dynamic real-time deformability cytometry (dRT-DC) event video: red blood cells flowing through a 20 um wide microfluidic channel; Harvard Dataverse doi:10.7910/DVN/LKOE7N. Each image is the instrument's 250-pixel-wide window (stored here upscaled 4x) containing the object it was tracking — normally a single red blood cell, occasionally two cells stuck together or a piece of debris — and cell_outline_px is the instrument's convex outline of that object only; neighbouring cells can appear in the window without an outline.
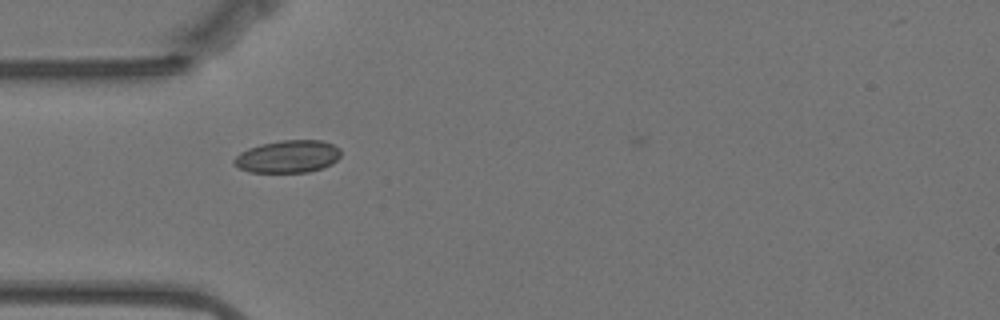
{"species": "Egyptian fruit bat (a non-hibernating species)", "species_latin": "Rousettus aegyptiacus", "temperature_condition": "warm", "stored_images_in_passage": 56, "camera_frame_rate_fps": 3000, "um_per_image_px": 0.085, "animal": {"sex": "female"}, "frame": {"image": 1, "passage_image": 14, "time_ms": 4.333, "image_size_px": [1000, 320], "cell_outline_px": [[340, 156], [332, 164], [308, 172], [248, 172], [240, 168], [232, 160], [240, 152], [248, 148], [260, 144], [280, 140], [320, 140], [332, 144], [340, 148]], "centroid_in_image_um": [24.46, 13.3], "position_along_channel_um": 60.5, "area_um2": 20.17}}
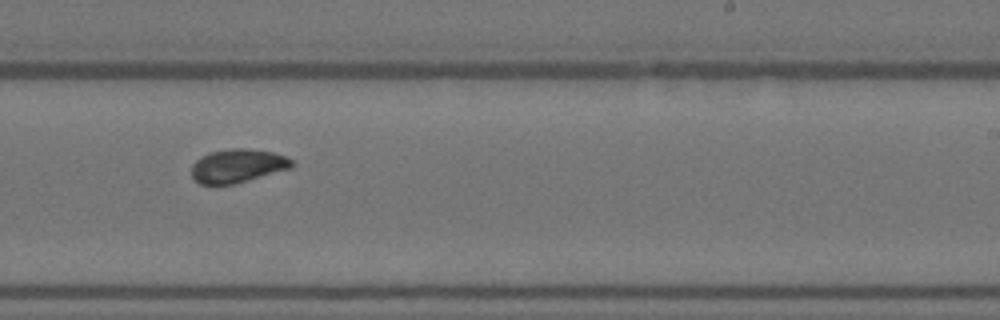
{"frame": {"image": 2, "passage_image": 32, "time_ms": 10.333, "image_size_px": [1000, 320], "cell_outline_px": [[292, 168], [232, 184], [200, 184], [192, 176], [192, 164], [200, 156], [212, 152], [232, 148], [244, 148], [272, 152], [288, 156], [292, 160]], "centroid_in_image_um": [20.2, 14.08], "position_along_channel_um": 268.8, "area_um2": 19.42}}
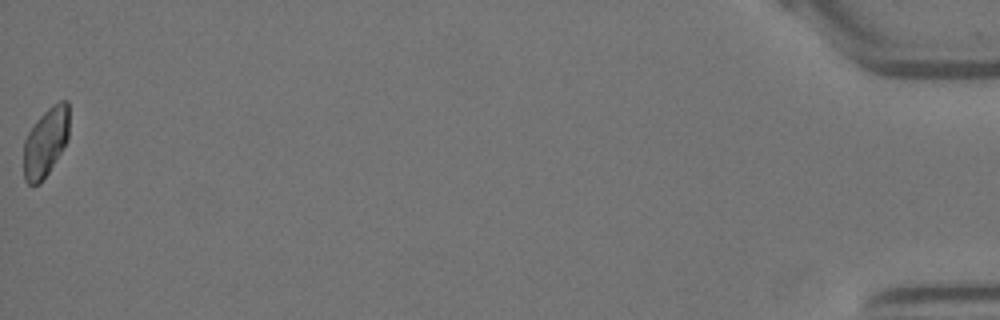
{"frame": {"image": 3, "passage_image": 55, "time_ms": 18.0, "image_size_px": [1000, 320], "cell_outline_px": [[68, 136], [60, 152], [48, 172], [40, 184], [28, 184], [24, 180], [24, 140], [28, 132], [36, 120], [52, 104], [60, 100], [68, 100]], "centroid_in_image_um": [3.86, 12.06], "position_along_channel_um": 431.3, "area_um2": 18.03}}